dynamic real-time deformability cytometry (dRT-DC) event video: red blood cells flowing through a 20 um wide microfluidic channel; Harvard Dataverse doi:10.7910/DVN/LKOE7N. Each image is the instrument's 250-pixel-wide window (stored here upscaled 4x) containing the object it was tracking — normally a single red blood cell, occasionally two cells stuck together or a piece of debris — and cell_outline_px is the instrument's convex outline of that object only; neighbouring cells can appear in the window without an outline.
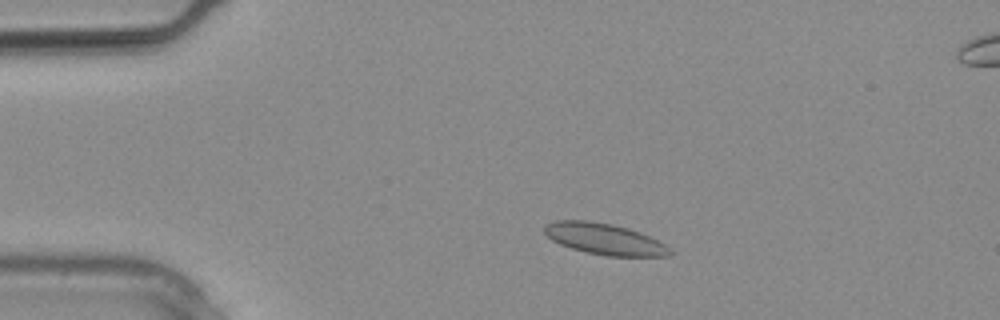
{"species": "common noctule bat (a hibernating species)", "species_latin": "Nyctalus noctula", "temperature_condition": "warm", "stored_images_in_passage": 10, "camera_frame_rate_fps": 3000, "um_per_image_px": 0.085, "animal": {"sex": "male", "body_mass_g": 20.4}, "frame": {"image": 1, "passage_image": 4, "time_ms": 1.0, "image_size_px": [1000, 320], "cell_outline_px": [[676, 252], [668, 256], [608, 256], [584, 252], [560, 244], [552, 240], [544, 232], [544, 224], [556, 220], [588, 220], [612, 224], [628, 228], [640, 232], [672, 248]], "centroid_in_image_um": [51.39, 20.31], "position_along_channel_um": 33.6, "area_um2": 22.95}}
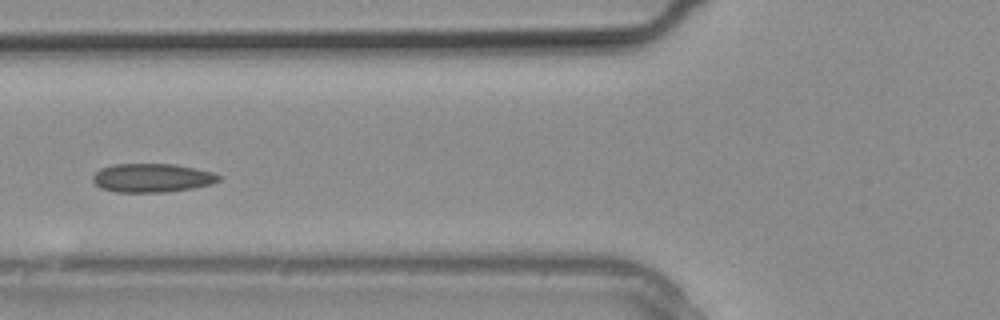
{"frame": {"image": 2, "passage_image": 9, "time_ms": 2.667, "image_size_px": [1000, 320], "cell_outline_px": [[220, 180], [212, 184], [192, 188], [164, 192], [116, 192], [100, 188], [92, 180], [92, 176], [100, 168], [112, 164], [176, 164], [196, 168], [212, 172], [220, 176]], "centroid_in_image_um": [12.91, 15.11], "position_along_channel_um": 112.9, "area_um2": 21.15}}